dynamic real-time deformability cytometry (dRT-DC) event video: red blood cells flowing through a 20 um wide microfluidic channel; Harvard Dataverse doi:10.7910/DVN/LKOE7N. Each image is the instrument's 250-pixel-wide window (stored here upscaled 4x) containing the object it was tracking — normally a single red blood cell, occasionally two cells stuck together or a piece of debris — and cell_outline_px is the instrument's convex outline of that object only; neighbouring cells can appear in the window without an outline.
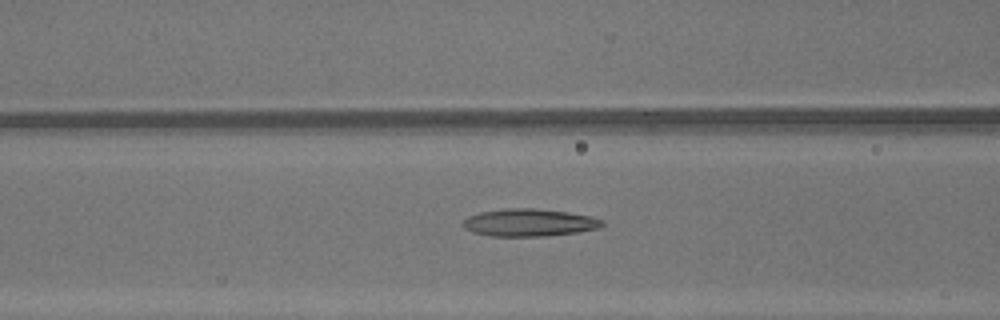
{"species": "common noctule bat (a hibernating species)", "species_latin": "Nyctalus noctula", "temperature_condition": "warm", "stored_images_in_passage": 48, "camera_frame_rate_fps": 3000, "um_per_image_px": 0.085, "animal": {"sex": "male", "body_mass_g": 13.3}, "frame": {"image": 1, "passage_image": 20, "time_ms": 6.333, "image_size_px": [1000, 320], "cell_outline_px": [[604, 224], [600, 228], [576, 232], [544, 236], [492, 236], [472, 232], [464, 228], [460, 224], [468, 216], [480, 212], [504, 208], [536, 208], [568, 212], [592, 216], [604, 220]], "centroid_in_image_um": [44.98, 18.91], "position_along_channel_um": 121.6, "area_um2": 22.48}}
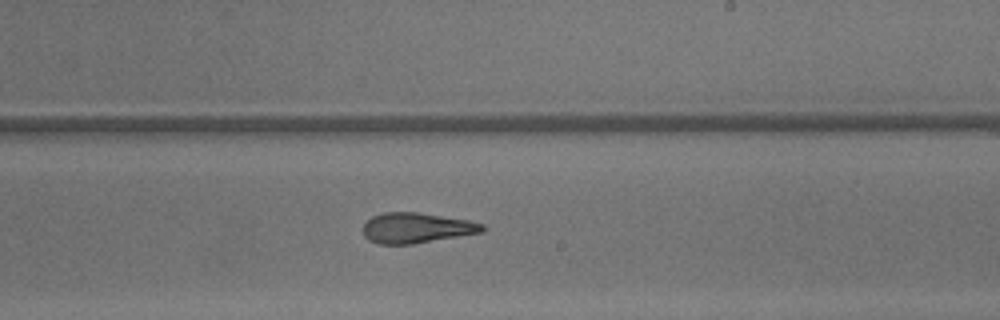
{"frame": {"image": 2, "passage_image": 29, "time_ms": 9.333, "image_size_px": [1000, 320], "cell_outline_px": [[484, 232], [412, 244], [376, 244], [368, 240], [364, 236], [364, 224], [372, 216], [384, 212], [420, 212], [468, 220], [484, 224]], "centroid_in_image_um": [35.39, 19.37], "position_along_channel_um": 253.6, "area_um2": 21.15}}
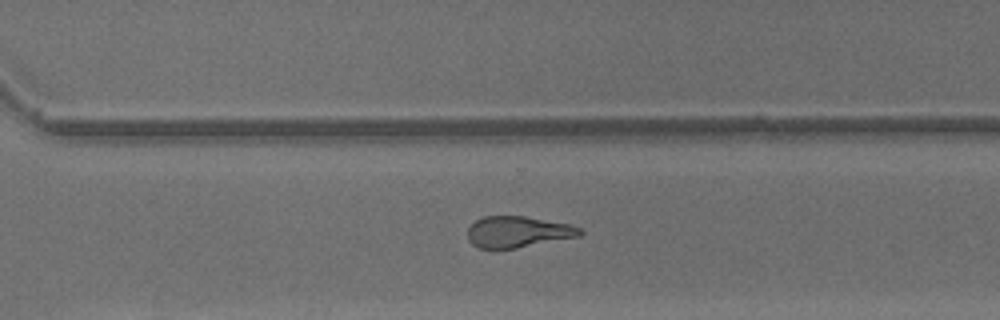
{"frame": {"image": 3, "passage_image": 34, "time_ms": 11.0, "image_size_px": [1000, 320], "cell_outline_px": [[584, 232], [580, 236], [516, 248], [480, 248], [472, 244], [468, 240], [468, 228], [476, 220], [484, 216], [524, 216], [568, 224], [584, 228]], "centroid_in_image_um": [44.04, 19.7], "position_along_channel_um": 326.6, "area_um2": 20.35}, "authors_computed_cell_mechanics": {"area_um2": 22.6576, "velocity_mm_per_s": 4.4066, "shape_relaxation_time_tau1_ms": null, "shape_relaxation_time_tau2_ms": 3.0336, "deformation_change_tau1": null, "deformation_change_tau2": 0.1451}}